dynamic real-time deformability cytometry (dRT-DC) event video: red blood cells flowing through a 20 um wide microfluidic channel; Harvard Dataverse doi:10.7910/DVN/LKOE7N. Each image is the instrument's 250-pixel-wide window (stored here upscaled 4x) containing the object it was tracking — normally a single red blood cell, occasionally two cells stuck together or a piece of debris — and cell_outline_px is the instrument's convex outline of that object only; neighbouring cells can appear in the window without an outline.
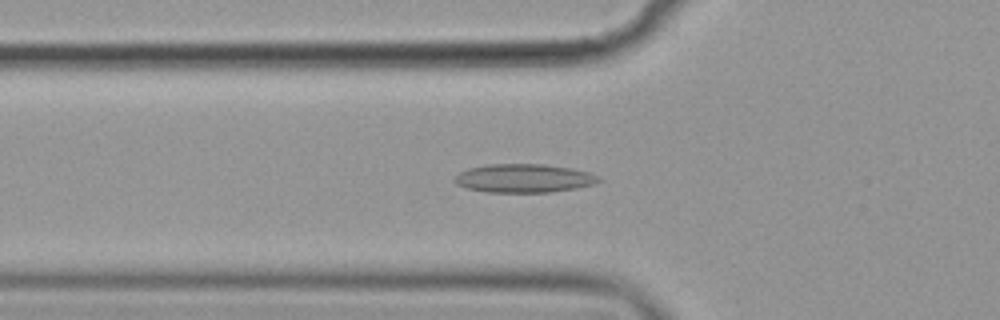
{"species": "common noctule bat (a hibernating species)", "species_latin": "Nyctalus noctula", "temperature_condition": "cold", "stored_images_in_passage": 55, "camera_frame_rate_fps": 3000, "um_per_image_px": 0.085, "animal": {"sex": "female", "body_mass_g": 19.9}, "frame": {"image": 1, "passage_image": 20, "time_ms": 6.333, "image_size_px": [1000, 320], "cell_outline_px": [[604, 180], [596, 184], [576, 188], [548, 192], [484, 192], [468, 188], [456, 184], [456, 176], [460, 172], [468, 168], [488, 164], [540, 164], [568, 168], [588, 172], [600, 176]], "centroid_in_image_um": [44.57, 15.15], "position_along_channel_um": 81.2, "area_um2": 23.87}}
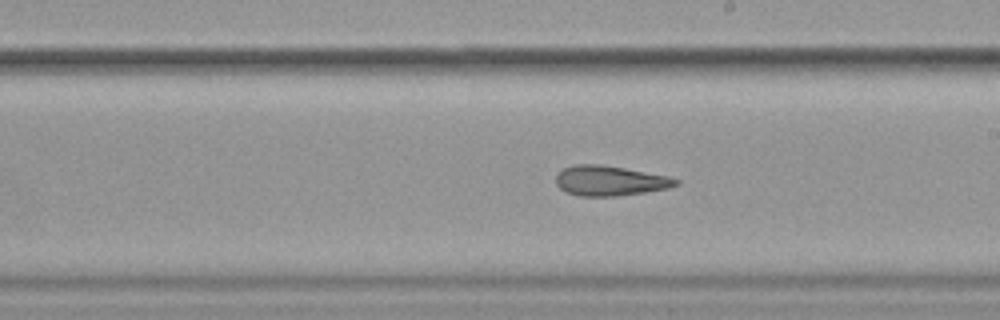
{"frame": {"image": 2, "passage_image": 33, "time_ms": 10.667, "image_size_px": [1000, 320], "cell_outline_px": [[680, 184], [668, 188], [644, 192], [616, 196], [580, 196], [564, 192], [556, 184], [556, 176], [564, 168], [576, 164], [600, 164], [624, 168], [668, 176], [680, 180]], "centroid_in_image_um": [51.84, 15.36], "position_along_channel_um": 237.2, "area_um2": 20.92}}
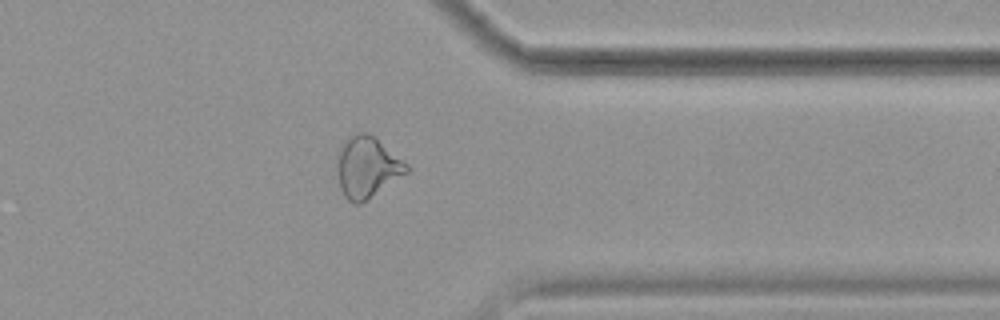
{"frame": {"image": 3, "passage_image": 44, "time_ms": 14.333, "image_size_px": [1000, 320], "cell_outline_px": [[412, 168], [408, 172], [360, 204], [352, 204], [344, 196], [340, 188], [336, 156], [340, 144], [344, 140], [360, 132], [364, 132], [376, 136], [408, 164]], "centroid_in_image_um": [31.2, 14.19], "position_along_channel_um": 380.2, "area_um2": 24.91}, "authors_computed_cell_mechanics": {"area_um2": 22.5998, "velocity_mm_per_s": 3.5858, "shape_relaxation_time_tau1_ms": null, "shape_relaxation_time_tau2_ms": 3.4255, "deformation_change_tau1": null, "deformation_change_tau2": 0.1089}}